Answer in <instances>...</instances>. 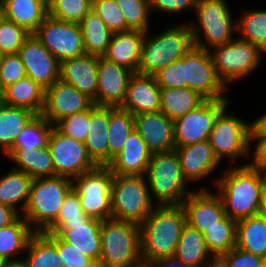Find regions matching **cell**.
I'll use <instances>...</instances> for the list:
<instances>
[{"label":"cell","instance_id":"cell-1","mask_svg":"<svg viewBox=\"0 0 266 267\" xmlns=\"http://www.w3.org/2000/svg\"><path fill=\"white\" fill-rule=\"evenodd\" d=\"M226 215L238 220L258 215L266 174L254 169L249 162L236 168L226 169L216 179Z\"/></svg>","mask_w":266,"mask_h":267},{"label":"cell","instance_id":"cell-2","mask_svg":"<svg viewBox=\"0 0 266 267\" xmlns=\"http://www.w3.org/2000/svg\"><path fill=\"white\" fill-rule=\"evenodd\" d=\"M186 215L182 205L155 206L140 224L142 260L174 256Z\"/></svg>","mask_w":266,"mask_h":267},{"label":"cell","instance_id":"cell-3","mask_svg":"<svg viewBox=\"0 0 266 267\" xmlns=\"http://www.w3.org/2000/svg\"><path fill=\"white\" fill-rule=\"evenodd\" d=\"M147 33L142 45L139 74L154 76L194 47L189 24L172 26L152 37Z\"/></svg>","mask_w":266,"mask_h":267},{"label":"cell","instance_id":"cell-4","mask_svg":"<svg viewBox=\"0 0 266 267\" xmlns=\"http://www.w3.org/2000/svg\"><path fill=\"white\" fill-rule=\"evenodd\" d=\"M145 178L157 206L180 205L192 191H187L176 150L152 154ZM188 192V193H187ZM155 197V198H154Z\"/></svg>","mask_w":266,"mask_h":267},{"label":"cell","instance_id":"cell-5","mask_svg":"<svg viewBox=\"0 0 266 267\" xmlns=\"http://www.w3.org/2000/svg\"><path fill=\"white\" fill-rule=\"evenodd\" d=\"M72 180L63 176L33 179L23 218L35 232H44L56 219Z\"/></svg>","mask_w":266,"mask_h":267},{"label":"cell","instance_id":"cell-6","mask_svg":"<svg viewBox=\"0 0 266 267\" xmlns=\"http://www.w3.org/2000/svg\"><path fill=\"white\" fill-rule=\"evenodd\" d=\"M141 260L140 225L114 219L102 221L98 267H129Z\"/></svg>","mask_w":266,"mask_h":267},{"label":"cell","instance_id":"cell-7","mask_svg":"<svg viewBox=\"0 0 266 267\" xmlns=\"http://www.w3.org/2000/svg\"><path fill=\"white\" fill-rule=\"evenodd\" d=\"M144 175H114L111 187L112 219L141 224L155 208Z\"/></svg>","mask_w":266,"mask_h":267},{"label":"cell","instance_id":"cell-8","mask_svg":"<svg viewBox=\"0 0 266 267\" xmlns=\"http://www.w3.org/2000/svg\"><path fill=\"white\" fill-rule=\"evenodd\" d=\"M228 7L225 0H197L195 12L199 24H189L195 47L209 51V48L221 46L233 39L237 25L233 23ZM200 31L203 32L206 45L200 40Z\"/></svg>","mask_w":266,"mask_h":267},{"label":"cell","instance_id":"cell-9","mask_svg":"<svg viewBox=\"0 0 266 267\" xmlns=\"http://www.w3.org/2000/svg\"><path fill=\"white\" fill-rule=\"evenodd\" d=\"M113 172L108 166H97L72 180L83 212L99 221L112 219L111 187Z\"/></svg>","mask_w":266,"mask_h":267},{"label":"cell","instance_id":"cell-10","mask_svg":"<svg viewBox=\"0 0 266 267\" xmlns=\"http://www.w3.org/2000/svg\"><path fill=\"white\" fill-rule=\"evenodd\" d=\"M209 52L217 75L226 87L253 72L263 53L257 45L241 38L209 49Z\"/></svg>","mask_w":266,"mask_h":267},{"label":"cell","instance_id":"cell-11","mask_svg":"<svg viewBox=\"0 0 266 267\" xmlns=\"http://www.w3.org/2000/svg\"><path fill=\"white\" fill-rule=\"evenodd\" d=\"M226 109L218 114L208 141L219 162L223 157L234 162L250 153V123L225 112Z\"/></svg>","mask_w":266,"mask_h":267},{"label":"cell","instance_id":"cell-12","mask_svg":"<svg viewBox=\"0 0 266 267\" xmlns=\"http://www.w3.org/2000/svg\"><path fill=\"white\" fill-rule=\"evenodd\" d=\"M48 148L55 175L75 179L98 165L91 159L84 143L68 137L53 125Z\"/></svg>","mask_w":266,"mask_h":267},{"label":"cell","instance_id":"cell-13","mask_svg":"<svg viewBox=\"0 0 266 267\" xmlns=\"http://www.w3.org/2000/svg\"><path fill=\"white\" fill-rule=\"evenodd\" d=\"M34 35L59 62L86 54L79 23L48 16Z\"/></svg>","mask_w":266,"mask_h":267},{"label":"cell","instance_id":"cell-14","mask_svg":"<svg viewBox=\"0 0 266 267\" xmlns=\"http://www.w3.org/2000/svg\"><path fill=\"white\" fill-rule=\"evenodd\" d=\"M185 87L197 91L206 100H229L227 87L219 79L207 50L193 47L184 55Z\"/></svg>","mask_w":266,"mask_h":267},{"label":"cell","instance_id":"cell-15","mask_svg":"<svg viewBox=\"0 0 266 267\" xmlns=\"http://www.w3.org/2000/svg\"><path fill=\"white\" fill-rule=\"evenodd\" d=\"M228 103V100H205L196 109L173 120L175 147L207 140L218 114Z\"/></svg>","mask_w":266,"mask_h":267},{"label":"cell","instance_id":"cell-16","mask_svg":"<svg viewBox=\"0 0 266 267\" xmlns=\"http://www.w3.org/2000/svg\"><path fill=\"white\" fill-rule=\"evenodd\" d=\"M93 100L61 79L45 89V102L41 115L56 125L67 116L89 110Z\"/></svg>","mask_w":266,"mask_h":267},{"label":"cell","instance_id":"cell-17","mask_svg":"<svg viewBox=\"0 0 266 267\" xmlns=\"http://www.w3.org/2000/svg\"><path fill=\"white\" fill-rule=\"evenodd\" d=\"M25 66L27 77L47 89L60 79V62L34 35L25 40L17 53Z\"/></svg>","mask_w":266,"mask_h":267},{"label":"cell","instance_id":"cell-18","mask_svg":"<svg viewBox=\"0 0 266 267\" xmlns=\"http://www.w3.org/2000/svg\"><path fill=\"white\" fill-rule=\"evenodd\" d=\"M133 74L128 68L99 57L98 87L94 105L121 107Z\"/></svg>","mask_w":266,"mask_h":267},{"label":"cell","instance_id":"cell-19","mask_svg":"<svg viewBox=\"0 0 266 267\" xmlns=\"http://www.w3.org/2000/svg\"><path fill=\"white\" fill-rule=\"evenodd\" d=\"M101 223L89 218L84 223L51 224L44 232L54 233L71 244L83 255L91 258L99 265L101 255Z\"/></svg>","mask_w":266,"mask_h":267},{"label":"cell","instance_id":"cell-20","mask_svg":"<svg viewBox=\"0 0 266 267\" xmlns=\"http://www.w3.org/2000/svg\"><path fill=\"white\" fill-rule=\"evenodd\" d=\"M181 205L185 211L186 223L201 233L219 224L226 215L221 197L205 188L191 192Z\"/></svg>","mask_w":266,"mask_h":267},{"label":"cell","instance_id":"cell-21","mask_svg":"<svg viewBox=\"0 0 266 267\" xmlns=\"http://www.w3.org/2000/svg\"><path fill=\"white\" fill-rule=\"evenodd\" d=\"M134 129L151 154L175 149L174 122L161 111L134 115Z\"/></svg>","mask_w":266,"mask_h":267},{"label":"cell","instance_id":"cell-22","mask_svg":"<svg viewBox=\"0 0 266 267\" xmlns=\"http://www.w3.org/2000/svg\"><path fill=\"white\" fill-rule=\"evenodd\" d=\"M160 93L154 76L134 73L121 108L132 115L160 111Z\"/></svg>","mask_w":266,"mask_h":267},{"label":"cell","instance_id":"cell-23","mask_svg":"<svg viewBox=\"0 0 266 267\" xmlns=\"http://www.w3.org/2000/svg\"><path fill=\"white\" fill-rule=\"evenodd\" d=\"M99 57L85 54L60 62V79L94 100L98 87Z\"/></svg>","mask_w":266,"mask_h":267},{"label":"cell","instance_id":"cell-24","mask_svg":"<svg viewBox=\"0 0 266 267\" xmlns=\"http://www.w3.org/2000/svg\"><path fill=\"white\" fill-rule=\"evenodd\" d=\"M182 173L187 182L202 180L220 164L208 139L197 143L175 147Z\"/></svg>","mask_w":266,"mask_h":267},{"label":"cell","instance_id":"cell-25","mask_svg":"<svg viewBox=\"0 0 266 267\" xmlns=\"http://www.w3.org/2000/svg\"><path fill=\"white\" fill-rule=\"evenodd\" d=\"M151 152L143 138L134 129L125 139L123 149L107 165L114 175H144Z\"/></svg>","mask_w":266,"mask_h":267},{"label":"cell","instance_id":"cell-26","mask_svg":"<svg viewBox=\"0 0 266 267\" xmlns=\"http://www.w3.org/2000/svg\"><path fill=\"white\" fill-rule=\"evenodd\" d=\"M145 33L141 30L113 33L102 58L138 73Z\"/></svg>","mask_w":266,"mask_h":267},{"label":"cell","instance_id":"cell-27","mask_svg":"<svg viewBox=\"0 0 266 267\" xmlns=\"http://www.w3.org/2000/svg\"><path fill=\"white\" fill-rule=\"evenodd\" d=\"M6 157L17 165L14 169L25 172L32 179L56 176L48 146L31 149L13 148Z\"/></svg>","mask_w":266,"mask_h":267},{"label":"cell","instance_id":"cell-28","mask_svg":"<svg viewBox=\"0 0 266 267\" xmlns=\"http://www.w3.org/2000/svg\"><path fill=\"white\" fill-rule=\"evenodd\" d=\"M5 18L34 34L49 16L46 0H3Z\"/></svg>","mask_w":266,"mask_h":267},{"label":"cell","instance_id":"cell-29","mask_svg":"<svg viewBox=\"0 0 266 267\" xmlns=\"http://www.w3.org/2000/svg\"><path fill=\"white\" fill-rule=\"evenodd\" d=\"M45 102V88L25 77L3 89V104L22 107L41 115Z\"/></svg>","mask_w":266,"mask_h":267},{"label":"cell","instance_id":"cell-30","mask_svg":"<svg viewBox=\"0 0 266 267\" xmlns=\"http://www.w3.org/2000/svg\"><path fill=\"white\" fill-rule=\"evenodd\" d=\"M174 256L190 267H206L210 262L208 260L214 258L203 233L188 224L183 227Z\"/></svg>","mask_w":266,"mask_h":267},{"label":"cell","instance_id":"cell-31","mask_svg":"<svg viewBox=\"0 0 266 267\" xmlns=\"http://www.w3.org/2000/svg\"><path fill=\"white\" fill-rule=\"evenodd\" d=\"M36 115L26 108L0 105V148L4 156L13 149L17 136Z\"/></svg>","mask_w":266,"mask_h":267},{"label":"cell","instance_id":"cell-32","mask_svg":"<svg viewBox=\"0 0 266 267\" xmlns=\"http://www.w3.org/2000/svg\"><path fill=\"white\" fill-rule=\"evenodd\" d=\"M236 247L266 260V221L259 215L238 220Z\"/></svg>","mask_w":266,"mask_h":267},{"label":"cell","instance_id":"cell-33","mask_svg":"<svg viewBox=\"0 0 266 267\" xmlns=\"http://www.w3.org/2000/svg\"><path fill=\"white\" fill-rule=\"evenodd\" d=\"M33 179L23 171L12 168L0 178V203L24 211L27 206ZM17 203H21L17 208ZM16 205V206H15Z\"/></svg>","mask_w":266,"mask_h":267},{"label":"cell","instance_id":"cell-34","mask_svg":"<svg viewBox=\"0 0 266 267\" xmlns=\"http://www.w3.org/2000/svg\"><path fill=\"white\" fill-rule=\"evenodd\" d=\"M206 99L188 87L161 89L160 111L171 120L196 109Z\"/></svg>","mask_w":266,"mask_h":267},{"label":"cell","instance_id":"cell-35","mask_svg":"<svg viewBox=\"0 0 266 267\" xmlns=\"http://www.w3.org/2000/svg\"><path fill=\"white\" fill-rule=\"evenodd\" d=\"M79 25L83 36L85 53L102 57L107 50L113 33L93 10L79 22Z\"/></svg>","mask_w":266,"mask_h":267},{"label":"cell","instance_id":"cell-36","mask_svg":"<svg viewBox=\"0 0 266 267\" xmlns=\"http://www.w3.org/2000/svg\"><path fill=\"white\" fill-rule=\"evenodd\" d=\"M35 233L23 216L13 224L0 228V256L7 261L16 260L14 257L20 251L26 252L29 240Z\"/></svg>","mask_w":266,"mask_h":267},{"label":"cell","instance_id":"cell-37","mask_svg":"<svg viewBox=\"0 0 266 267\" xmlns=\"http://www.w3.org/2000/svg\"><path fill=\"white\" fill-rule=\"evenodd\" d=\"M133 130L134 115L121 107H110L108 164L123 149L125 139Z\"/></svg>","mask_w":266,"mask_h":267},{"label":"cell","instance_id":"cell-38","mask_svg":"<svg viewBox=\"0 0 266 267\" xmlns=\"http://www.w3.org/2000/svg\"><path fill=\"white\" fill-rule=\"evenodd\" d=\"M208 250L219 258L236 247V221L225 215L219 224L203 233Z\"/></svg>","mask_w":266,"mask_h":267},{"label":"cell","instance_id":"cell-39","mask_svg":"<svg viewBox=\"0 0 266 267\" xmlns=\"http://www.w3.org/2000/svg\"><path fill=\"white\" fill-rule=\"evenodd\" d=\"M26 251L28 267H64L56 246L42 232L30 238Z\"/></svg>","mask_w":266,"mask_h":267},{"label":"cell","instance_id":"cell-40","mask_svg":"<svg viewBox=\"0 0 266 267\" xmlns=\"http://www.w3.org/2000/svg\"><path fill=\"white\" fill-rule=\"evenodd\" d=\"M236 25V31L242 34L241 39L257 45L266 53V10L245 11Z\"/></svg>","mask_w":266,"mask_h":267},{"label":"cell","instance_id":"cell-41","mask_svg":"<svg viewBox=\"0 0 266 267\" xmlns=\"http://www.w3.org/2000/svg\"><path fill=\"white\" fill-rule=\"evenodd\" d=\"M53 128L42 115H36L17 136L13 148H41L47 147Z\"/></svg>","mask_w":266,"mask_h":267},{"label":"cell","instance_id":"cell-42","mask_svg":"<svg viewBox=\"0 0 266 267\" xmlns=\"http://www.w3.org/2000/svg\"><path fill=\"white\" fill-rule=\"evenodd\" d=\"M48 8L52 18L79 23L92 10V0H53Z\"/></svg>","mask_w":266,"mask_h":267},{"label":"cell","instance_id":"cell-43","mask_svg":"<svg viewBox=\"0 0 266 267\" xmlns=\"http://www.w3.org/2000/svg\"><path fill=\"white\" fill-rule=\"evenodd\" d=\"M115 2L124 16L126 25L131 30L148 32L149 0H115Z\"/></svg>","mask_w":266,"mask_h":267},{"label":"cell","instance_id":"cell-44","mask_svg":"<svg viewBox=\"0 0 266 267\" xmlns=\"http://www.w3.org/2000/svg\"><path fill=\"white\" fill-rule=\"evenodd\" d=\"M92 10L112 33L131 30L115 0H92Z\"/></svg>","mask_w":266,"mask_h":267},{"label":"cell","instance_id":"cell-45","mask_svg":"<svg viewBox=\"0 0 266 267\" xmlns=\"http://www.w3.org/2000/svg\"><path fill=\"white\" fill-rule=\"evenodd\" d=\"M30 34L23 27L5 18L0 23V51L4 55L18 53Z\"/></svg>","mask_w":266,"mask_h":267},{"label":"cell","instance_id":"cell-46","mask_svg":"<svg viewBox=\"0 0 266 267\" xmlns=\"http://www.w3.org/2000/svg\"><path fill=\"white\" fill-rule=\"evenodd\" d=\"M42 233L56 246L64 267H98L91 258L80 253L75 247L62 240L58 235L54 233Z\"/></svg>","mask_w":266,"mask_h":267},{"label":"cell","instance_id":"cell-47","mask_svg":"<svg viewBox=\"0 0 266 267\" xmlns=\"http://www.w3.org/2000/svg\"><path fill=\"white\" fill-rule=\"evenodd\" d=\"M90 109L60 120L55 126L65 135L84 143L90 127Z\"/></svg>","mask_w":266,"mask_h":267},{"label":"cell","instance_id":"cell-48","mask_svg":"<svg viewBox=\"0 0 266 267\" xmlns=\"http://www.w3.org/2000/svg\"><path fill=\"white\" fill-rule=\"evenodd\" d=\"M89 218L83 212L78 193L72 188L64 198L57 219L52 224L84 223Z\"/></svg>","mask_w":266,"mask_h":267},{"label":"cell","instance_id":"cell-49","mask_svg":"<svg viewBox=\"0 0 266 267\" xmlns=\"http://www.w3.org/2000/svg\"><path fill=\"white\" fill-rule=\"evenodd\" d=\"M27 77L26 69L19 55L5 54L0 63V88L7 86Z\"/></svg>","mask_w":266,"mask_h":267},{"label":"cell","instance_id":"cell-50","mask_svg":"<svg viewBox=\"0 0 266 267\" xmlns=\"http://www.w3.org/2000/svg\"><path fill=\"white\" fill-rule=\"evenodd\" d=\"M154 77L161 89L184 88V56L160 70Z\"/></svg>","mask_w":266,"mask_h":267},{"label":"cell","instance_id":"cell-51","mask_svg":"<svg viewBox=\"0 0 266 267\" xmlns=\"http://www.w3.org/2000/svg\"><path fill=\"white\" fill-rule=\"evenodd\" d=\"M84 144L89 156L98 166L108 165V133H87Z\"/></svg>","mask_w":266,"mask_h":267},{"label":"cell","instance_id":"cell-52","mask_svg":"<svg viewBox=\"0 0 266 267\" xmlns=\"http://www.w3.org/2000/svg\"><path fill=\"white\" fill-rule=\"evenodd\" d=\"M228 267H266V260L260 256L234 247L220 257Z\"/></svg>","mask_w":266,"mask_h":267},{"label":"cell","instance_id":"cell-53","mask_svg":"<svg viewBox=\"0 0 266 267\" xmlns=\"http://www.w3.org/2000/svg\"><path fill=\"white\" fill-rule=\"evenodd\" d=\"M110 107L93 105L90 108V127L87 133H108Z\"/></svg>","mask_w":266,"mask_h":267},{"label":"cell","instance_id":"cell-54","mask_svg":"<svg viewBox=\"0 0 266 267\" xmlns=\"http://www.w3.org/2000/svg\"><path fill=\"white\" fill-rule=\"evenodd\" d=\"M197 0H149L150 11L159 10L163 13L176 14L187 8L196 7Z\"/></svg>","mask_w":266,"mask_h":267},{"label":"cell","instance_id":"cell-55","mask_svg":"<svg viewBox=\"0 0 266 267\" xmlns=\"http://www.w3.org/2000/svg\"><path fill=\"white\" fill-rule=\"evenodd\" d=\"M251 143L257 141L253 151V162L249 164L261 173L266 174V136H250Z\"/></svg>","mask_w":266,"mask_h":267},{"label":"cell","instance_id":"cell-56","mask_svg":"<svg viewBox=\"0 0 266 267\" xmlns=\"http://www.w3.org/2000/svg\"><path fill=\"white\" fill-rule=\"evenodd\" d=\"M148 267H190L175 256L144 260Z\"/></svg>","mask_w":266,"mask_h":267},{"label":"cell","instance_id":"cell-57","mask_svg":"<svg viewBox=\"0 0 266 267\" xmlns=\"http://www.w3.org/2000/svg\"><path fill=\"white\" fill-rule=\"evenodd\" d=\"M19 217L15 209L0 203V228L13 224Z\"/></svg>","mask_w":266,"mask_h":267},{"label":"cell","instance_id":"cell-58","mask_svg":"<svg viewBox=\"0 0 266 267\" xmlns=\"http://www.w3.org/2000/svg\"><path fill=\"white\" fill-rule=\"evenodd\" d=\"M250 136H266V114L250 123Z\"/></svg>","mask_w":266,"mask_h":267},{"label":"cell","instance_id":"cell-59","mask_svg":"<svg viewBox=\"0 0 266 267\" xmlns=\"http://www.w3.org/2000/svg\"><path fill=\"white\" fill-rule=\"evenodd\" d=\"M258 215L266 221V184L263 190V195H262V200L260 202Z\"/></svg>","mask_w":266,"mask_h":267},{"label":"cell","instance_id":"cell-60","mask_svg":"<svg viewBox=\"0 0 266 267\" xmlns=\"http://www.w3.org/2000/svg\"><path fill=\"white\" fill-rule=\"evenodd\" d=\"M4 267H28L25 259L20 260V259H16V260H10V261H6Z\"/></svg>","mask_w":266,"mask_h":267},{"label":"cell","instance_id":"cell-61","mask_svg":"<svg viewBox=\"0 0 266 267\" xmlns=\"http://www.w3.org/2000/svg\"><path fill=\"white\" fill-rule=\"evenodd\" d=\"M206 267H228L227 264L219 257L210 260Z\"/></svg>","mask_w":266,"mask_h":267},{"label":"cell","instance_id":"cell-62","mask_svg":"<svg viewBox=\"0 0 266 267\" xmlns=\"http://www.w3.org/2000/svg\"><path fill=\"white\" fill-rule=\"evenodd\" d=\"M5 19V7L3 0H0V23Z\"/></svg>","mask_w":266,"mask_h":267},{"label":"cell","instance_id":"cell-63","mask_svg":"<svg viewBox=\"0 0 266 267\" xmlns=\"http://www.w3.org/2000/svg\"><path fill=\"white\" fill-rule=\"evenodd\" d=\"M129 267H148L146 262L144 260H141L139 261L138 263L132 265V266H129Z\"/></svg>","mask_w":266,"mask_h":267},{"label":"cell","instance_id":"cell-64","mask_svg":"<svg viewBox=\"0 0 266 267\" xmlns=\"http://www.w3.org/2000/svg\"><path fill=\"white\" fill-rule=\"evenodd\" d=\"M7 260H5L2 256H0V267H4Z\"/></svg>","mask_w":266,"mask_h":267},{"label":"cell","instance_id":"cell-65","mask_svg":"<svg viewBox=\"0 0 266 267\" xmlns=\"http://www.w3.org/2000/svg\"><path fill=\"white\" fill-rule=\"evenodd\" d=\"M3 104V90L0 88V105Z\"/></svg>","mask_w":266,"mask_h":267},{"label":"cell","instance_id":"cell-66","mask_svg":"<svg viewBox=\"0 0 266 267\" xmlns=\"http://www.w3.org/2000/svg\"><path fill=\"white\" fill-rule=\"evenodd\" d=\"M3 53L0 51V63H1V61H2V57H3Z\"/></svg>","mask_w":266,"mask_h":267},{"label":"cell","instance_id":"cell-67","mask_svg":"<svg viewBox=\"0 0 266 267\" xmlns=\"http://www.w3.org/2000/svg\"><path fill=\"white\" fill-rule=\"evenodd\" d=\"M48 5L53 1V0H46Z\"/></svg>","mask_w":266,"mask_h":267}]
</instances>
